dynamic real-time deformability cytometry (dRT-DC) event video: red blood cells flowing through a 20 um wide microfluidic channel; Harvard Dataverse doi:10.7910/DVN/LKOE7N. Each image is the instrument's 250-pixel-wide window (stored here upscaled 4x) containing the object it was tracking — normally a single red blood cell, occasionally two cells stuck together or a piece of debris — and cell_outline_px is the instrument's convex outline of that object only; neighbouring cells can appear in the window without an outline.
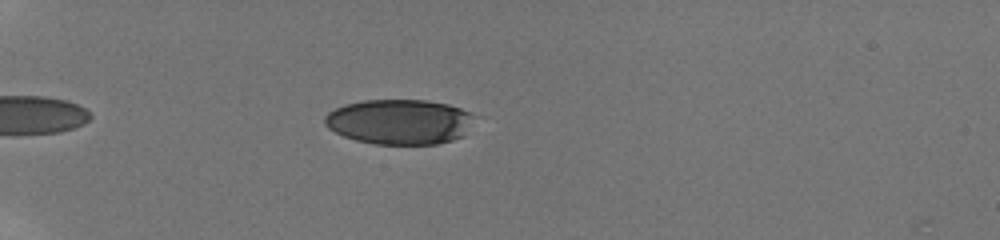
{"species": "human", "species_latin": "Homo sapiens", "temperature_condition": "room temperature", "stored_images_in_passage": 33, "camera_frame_rate_fps": 3000, "um_per_image_px": 0.085, "donor": {"sex": "male"}, "frame": {"image": 1, "passage_image": 5, "time_ms": 2.333, "image_size_px": [1000, 240], "cell_outline_px": [[468, 112], [464, 136], [452, 140], [436, 144], [376, 144], [356, 140], [344, 136], [328, 128], [324, 124], [324, 116], [328, 112], [344, 104], [364, 100], [424, 100], [448, 104], [460, 108]], "centroid_in_image_um": [33.84, 10.35], "position_along_channel_um": 51.2, "area_um2": 38.67}}
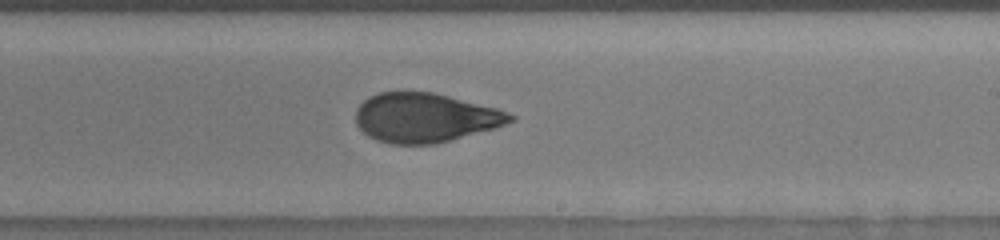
{"frame": {"image": 2, "passage_image": 20, "time_ms": 8.667, "image_size_px": [1000, 240], "cell_outline_px": [[516, 120], [496, 128], [436, 144], [388, 144], [376, 140], [368, 136], [356, 124], [356, 108], [368, 96], [380, 92], [432, 92], [496, 108], [508, 112], [516, 116]], "centroid_in_image_um": [36.13, 10.01], "position_along_channel_um": 252.9, "area_um2": 44.45}}
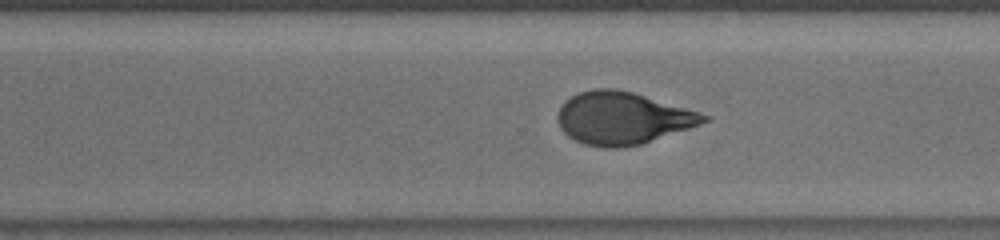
{"frame": {"image": 3, "passage_image": 25, "time_ms": 10.333, "image_size_px": [1000, 240], "cell_outline_px": [[712, 116], [708, 120], [700, 124], [640, 144], [620, 148], [604, 148], [584, 144], [568, 136], [560, 128], [560, 108], [572, 96], [580, 92], [596, 88], [612, 88], [632, 92]], "centroid_in_image_um": [52.93, 10.05], "position_along_channel_um": 317.7, "area_um2": 43.7}, "authors_computed_cell_mechanics": {"area_um2": 44.5638, "velocity_mm_per_s": 3.896, "shape_relaxation_time_tau1_ms": 6.8853, "shape_relaxation_time_tau2_ms": 0.9181, "deformation_change_tau1": 0.2165, "deformation_change_tau2": 0.0567}}